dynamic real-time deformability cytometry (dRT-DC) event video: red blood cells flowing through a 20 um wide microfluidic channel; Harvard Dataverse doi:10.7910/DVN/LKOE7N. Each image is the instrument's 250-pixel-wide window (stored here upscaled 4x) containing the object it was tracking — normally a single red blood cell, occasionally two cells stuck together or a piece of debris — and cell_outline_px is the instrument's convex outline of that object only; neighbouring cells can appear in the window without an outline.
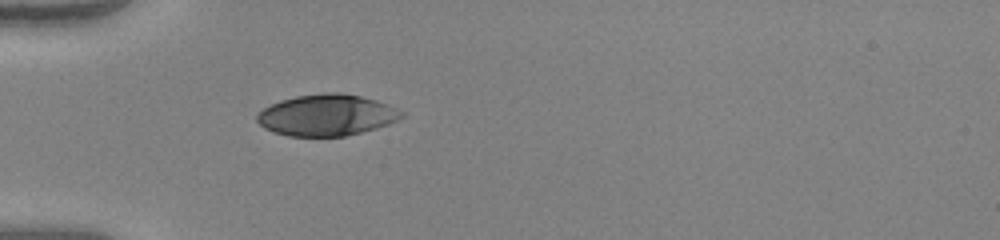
{"species": "human", "species_latin": "Homo sapiens", "temperature_condition": "warm", "stored_images_in_passage": 30, "camera_frame_rate_fps": 3000, "um_per_image_px": 0.085, "donor": {"sex": "female"}, "frame": {"image": 1, "passage_image": 1, "time_ms": 0.0, "image_size_px": [1000, 240], "cell_outline_px": [[404, 116], [388, 124], [376, 128], [344, 136], [288, 136], [264, 128], [256, 120], [256, 116], [264, 108], [280, 100], [296, 96], [324, 92], [340, 92], [360, 96], [376, 100], [388, 104], [404, 112]], "centroid_in_image_um": [27.78, 9.77], "position_along_channel_um": 57.2, "area_um2": 34.68}}
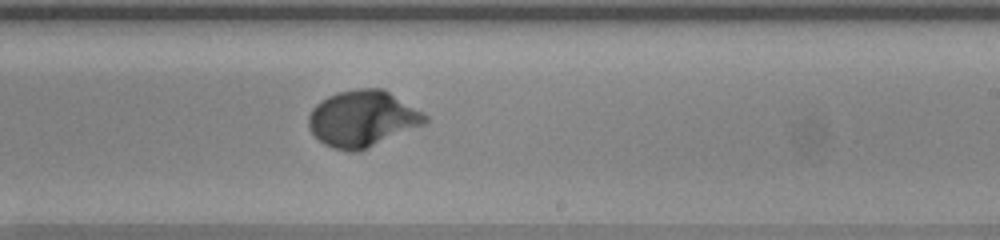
{"frame": {"image": 2, "passage_image": 17, "time_ms": 5.333, "image_size_px": [1000, 240], "cell_outline_px": [[428, 120], [424, 124], [360, 152], [348, 152], [332, 148], [324, 144], [308, 128], [308, 116], [312, 108], [320, 100], [336, 92], [356, 88], [384, 88], [424, 112], [428, 116]], "centroid_in_image_um": [30.81, 10.08], "position_along_channel_um": 258.2, "area_um2": 38.67}}
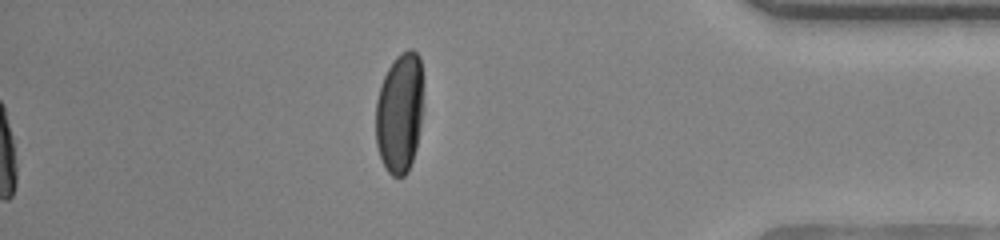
{"frame": {"image": 3, "passage_image": 30, "time_ms": 9.667, "image_size_px": [1000, 240], "cell_outline_px": [[420, 124], [416, 148], [408, 172], [404, 176], [392, 176], [388, 172], [380, 156], [376, 144], [376, 100], [384, 76], [388, 68], [396, 56], [400, 52], [408, 48], [412, 48], [420, 56]], "centroid_in_image_um": [33.93, 9.59], "position_along_channel_um": 401.3, "area_um2": 32.71}, "authors_computed_cell_mechanics": {"area_um2": 36.8475, "velocity_mm_per_s": 3.9644, "shape_relaxation_time_tau1_ms": 2.4149, "shape_relaxation_time_tau2_ms": null, "deformation_change_tau1": 0.1889, "deformation_change_tau2": null}}